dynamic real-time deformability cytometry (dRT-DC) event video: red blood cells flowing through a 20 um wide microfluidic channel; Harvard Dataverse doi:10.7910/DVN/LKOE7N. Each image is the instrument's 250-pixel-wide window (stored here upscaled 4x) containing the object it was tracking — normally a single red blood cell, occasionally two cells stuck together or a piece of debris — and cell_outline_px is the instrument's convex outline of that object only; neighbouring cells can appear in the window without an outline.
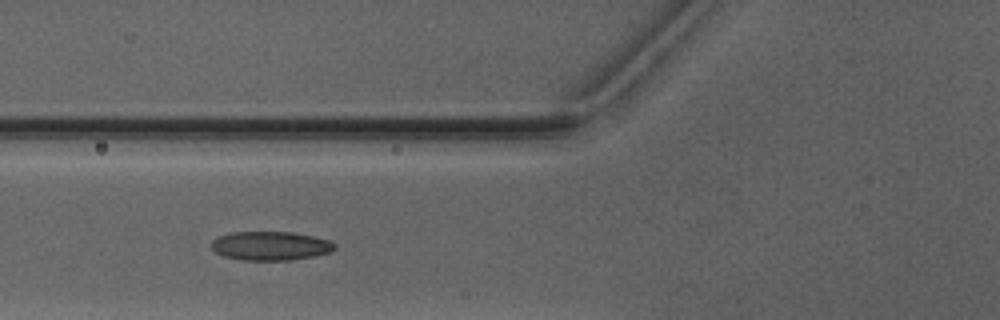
{"species": "Egyptian fruit bat (a non-hibernating species)", "species_latin": "Rousettus aegyptiacus", "temperature_condition": "warm", "stored_images_in_passage": 6, "camera_frame_rate_fps": 3000, "um_per_image_px": 0.085, "animal": {"sex": "male"}, "frame": {"image": 1, "passage_image": 4, "time_ms": 3.667, "image_size_px": [1000, 320], "cell_outline_px": [[336, 248], [332, 252], [292, 260], [240, 260], [224, 256], [216, 252], [212, 248], [212, 240], [216, 236], [232, 232], [292, 232], [332, 240], [336, 244]], "centroid_in_image_um": [23.01, 20.89], "position_along_channel_um": 102.8, "area_um2": 20.92}}
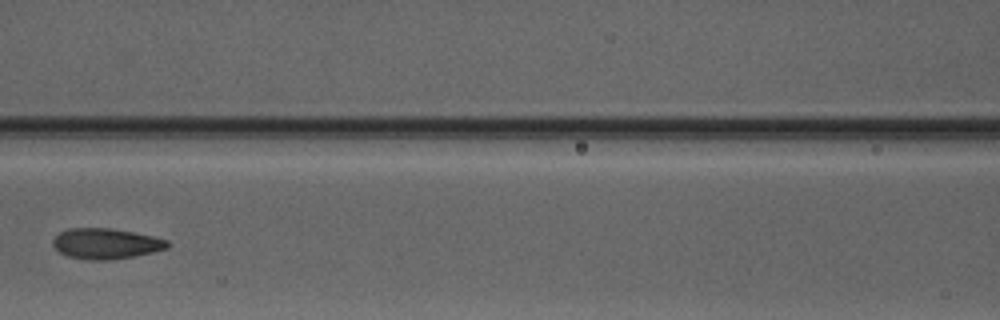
{"frame": {"image": 2, "passage_image": 5, "time_ms": 5.0, "image_size_px": [1000, 320], "cell_outline_px": [[168, 248], [152, 252], [112, 260], [88, 260], [68, 256], [60, 252], [52, 244], [52, 240], [60, 232], [72, 228], [108, 228], [132, 232], [152, 236], [168, 240]], "centroid_in_image_um": [8.99, 20.71], "position_along_channel_um": 157.6, "area_um2": 20.17}}
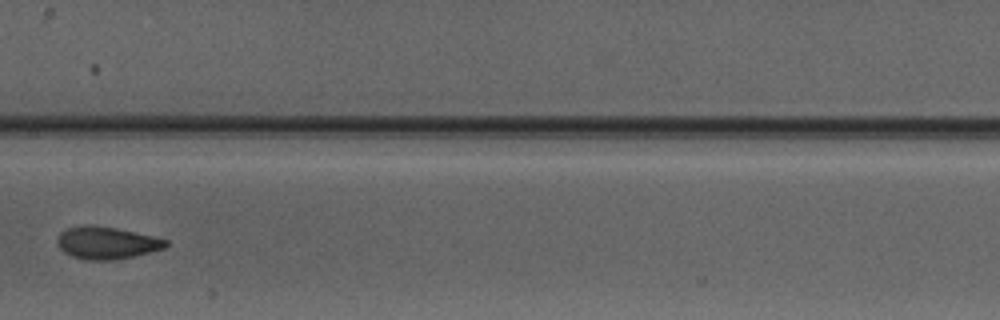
{"frame": {"image": 3, "passage_image": 6, "time_ms": 6.0, "image_size_px": [1000, 320], "cell_outline_px": [[168, 244], [164, 248], [116, 260], [84, 260], [72, 256], [64, 252], [60, 248], [56, 240], [60, 232], [68, 228], [88, 224], [116, 228], [152, 236], [168, 240]], "centroid_in_image_um": [9.03, 20.64], "position_along_channel_um": 198.4, "area_um2": 20.29}}